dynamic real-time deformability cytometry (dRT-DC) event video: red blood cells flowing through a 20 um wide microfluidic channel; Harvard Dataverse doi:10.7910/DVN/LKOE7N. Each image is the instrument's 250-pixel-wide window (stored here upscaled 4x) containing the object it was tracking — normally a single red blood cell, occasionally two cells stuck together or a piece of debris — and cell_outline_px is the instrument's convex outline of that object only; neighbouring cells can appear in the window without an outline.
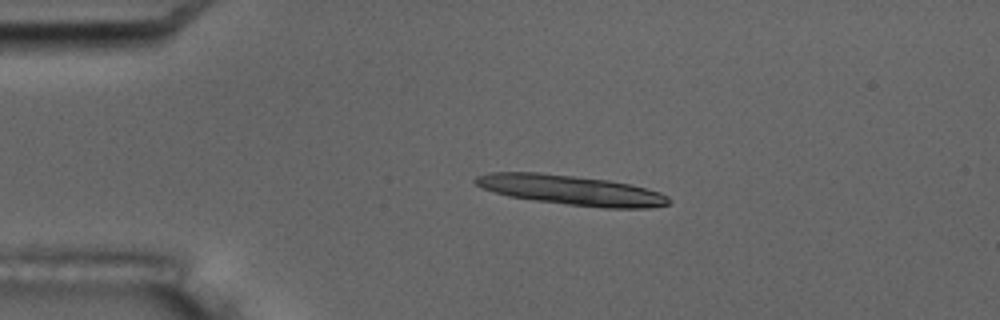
{"species": "common noctule bat (a hibernating species)", "species_latin": "Nyctalus noctula", "temperature_condition": "room temperature", "stored_images_in_passage": 4, "camera_frame_rate_fps": 3000, "um_per_image_px": 0.085, "animal": {"sex": "male", "body_mass_g": 17.5, "forearm_length_mm": 52.3}, "frame": {"image": 1, "passage_image": 2, "time_ms": 1.333, "image_size_px": [1000, 320], "cell_outline_px": [[672, 200], [668, 204], [652, 208], [604, 208], [568, 204], [536, 200], [508, 196], [484, 188], [476, 184], [472, 180], [476, 176], [488, 172], [540, 172], [608, 180], [628, 184], [660, 192], [668, 196]], "centroid_in_image_um": [48.55, 16.15], "position_along_channel_um": 36.4, "area_um2": 33.41}}